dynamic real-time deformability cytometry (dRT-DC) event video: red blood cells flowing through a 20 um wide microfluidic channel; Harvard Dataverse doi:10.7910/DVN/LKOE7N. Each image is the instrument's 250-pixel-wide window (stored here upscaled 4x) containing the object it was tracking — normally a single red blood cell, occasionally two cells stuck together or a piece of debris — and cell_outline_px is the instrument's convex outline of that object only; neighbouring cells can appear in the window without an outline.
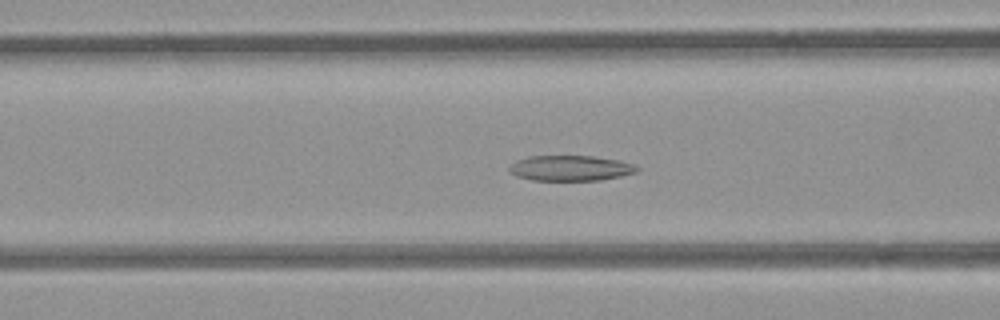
{"species": "common noctule bat (a hibernating species)", "species_latin": "Nyctalus noctula", "temperature_condition": "room temperature", "stored_images_in_passage": 53, "camera_frame_rate_fps": 3000, "um_per_image_px": 0.085, "animal": {"sex": "female", "body_mass_g": 21.9}, "frame": {"image": 1, "passage_image": 21, "time_ms": 6.667, "image_size_px": [1000, 320], "cell_outline_px": [[640, 168], [636, 172], [620, 176], [600, 180], [532, 180], [516, 176], [508, 168], [516, 160], [528, 156], [592, 156], [620, 160], [636, 164]], "centroid_in_image_um": [48.52, 14.28], "position_along_channel_um": 118.1, "area_um2": 18.9}}
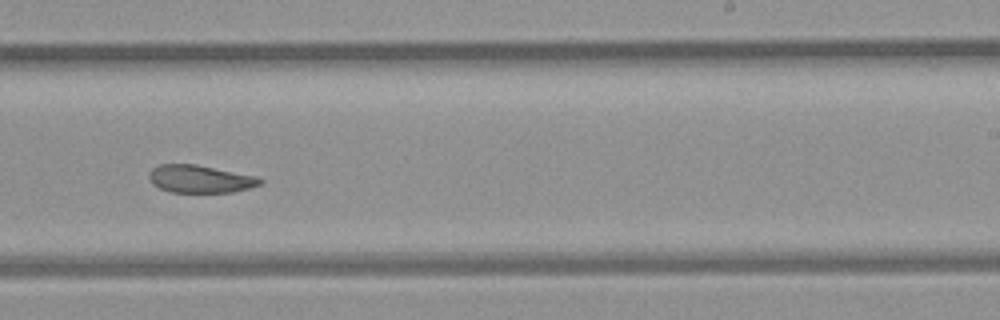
{"frame": {"image": 2, "passage_image": 33, "time_ms": 10.667, "image_size_px": [1000, 320], "cell_outline_px": [[264, 180], [260, 184], [248, 188], [232, 192], [172, 192], [160, 188], [152, 184], [148, 176], [148, 172], [152, 168], [160, 164], [196, 164], [256, 176]], "centroid_in_image_um": [16.98, 15.2], "position_along_channel_um": 272.0, "area_um2": 17.86}}
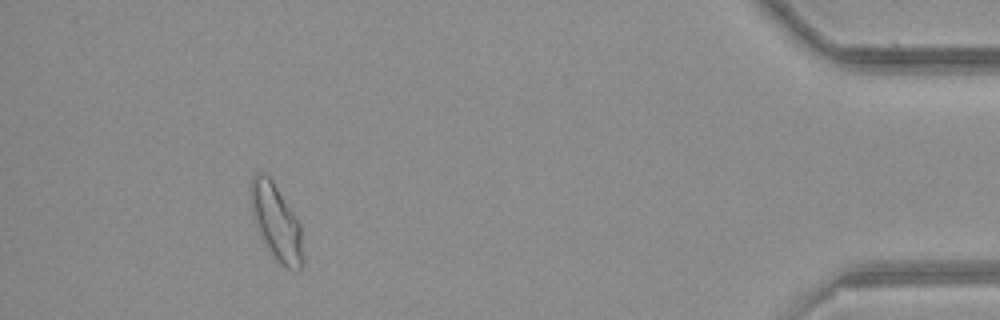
{"frame": {"image": 3, "passage_image": 49, "time_ms": 16.0, "image_size_px": [1000, 320], "cell_outline_px": [[304, 264], [300, 272], [296, 272], [280, 264], [264, 240], [252, 216], [248, 192], [252, 176], [256, 172], [260, 172], [268, 176], [272, 180], [300, 224], [304, 260]], "centroid_in_image_um": [23.48, 18.88], "position_along_channel_um": 411.7, "area_um2": 23.0}, "authors_computed_cell_mechanics": {"area_um2": 20.9236, "velocity_mm_per_s": 3.8446, "shape_relaxation_time_tau1_ms": null, "shape_relaxation_time_tau2_ms": 4.896, "deformation_change_tau1": null, "deformation_change_tau2": 0.1105}}